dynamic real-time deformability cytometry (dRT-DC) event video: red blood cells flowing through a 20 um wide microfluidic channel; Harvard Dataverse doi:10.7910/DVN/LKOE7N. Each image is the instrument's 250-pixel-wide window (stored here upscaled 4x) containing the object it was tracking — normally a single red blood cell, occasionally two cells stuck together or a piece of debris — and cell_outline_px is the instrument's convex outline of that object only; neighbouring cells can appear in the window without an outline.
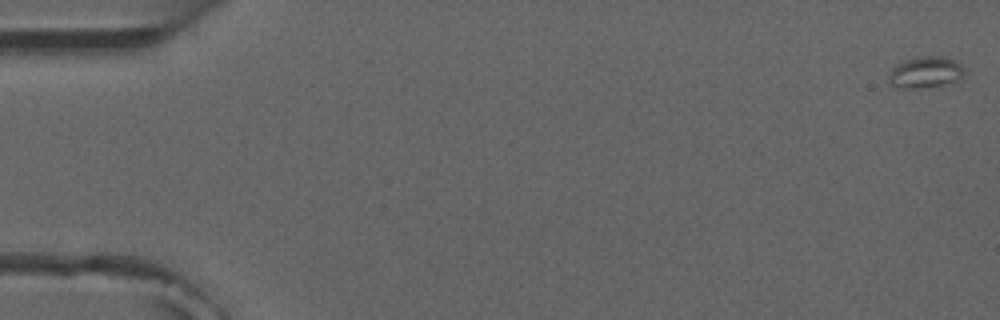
{"species": "common noctule bat (a hibernating species)", "species_latin": "Nyctalus noctula", "temperature_condition": "room temperature", "stored_images_in_passage": 7, "camera_frame_rate_fps": 3000, "um_per_image_px": 0.085, "animal": {"sex": "male", "forearm_length_mm": 52.5}, "frame": {"image": 1, "passage_image": 1, "time_ms": 0.0, "image_size_px": [1000, 320], "cell_outline_px": [[964, 68], [960, 76], [956, 80], [944, 84], [924, 88], [904, 88], [892, 84], [888, 80], [888, 76], [892, 68], [904, 60], [920, 56], [940, 56], [952, 60], [960, 64]], "centroid_in_image_um": [78.62, 6.14], "position_along_channel_um": 6.4, "area_um2": 13.47}}
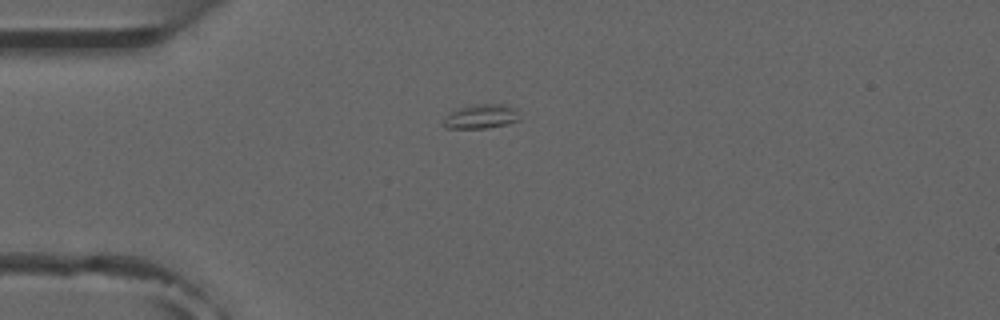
{"frame": {"image": 2, "passage_image": 4, "time_ms": 4.333, "image_size_px": [1000, 320], "cell_outline_px": [[520, 120], [508, 124], [488, 128], [444, 128], [440, 124], [448, 112], [456, 108], [472, 104], [504, 104], [516, 108]], "centroid_in_image_um": [40.84, 9.9], "position_along_channel_um": 44.2, "area_um2": 11.16}}